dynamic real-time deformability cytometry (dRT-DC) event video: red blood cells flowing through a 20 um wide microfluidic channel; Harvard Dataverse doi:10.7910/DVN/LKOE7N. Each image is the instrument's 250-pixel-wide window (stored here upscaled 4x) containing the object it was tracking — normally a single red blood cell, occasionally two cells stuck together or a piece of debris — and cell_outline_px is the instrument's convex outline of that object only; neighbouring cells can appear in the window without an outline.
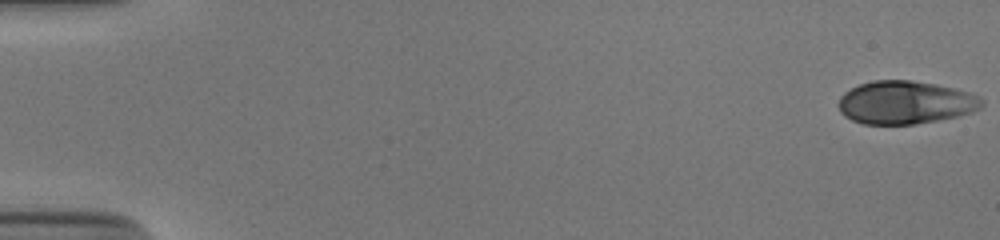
{"species": "human", "species_latin": "Homo sapiens", "temperature_condition": "cold", "stored_images_in_passage": 53, "camera_frame_rate_fps": 3000, "um_per_image_px": 0.085, "donor": {"sex": "male"}, "frame": {"image": 1, "passage_image": 1, "time_ms": 0.0, "image_size_px": [1000, 240], "cell_outline_px": [[984, 104], [980, 108], [972, 112], [956, 116], [936, 120], [912, 124], [864, 124], [852, 120], [844, 116], [840, 112], [840, 96], [844, 92], [860, 84], [872, 80], [912, 80], [936, 84], [968, 92], [980, 96], [984, 100]], "centroid_in_image_um": [76.96, 8.7], "position_along_channel_um": 8.0, "area_um2": 35.84}}
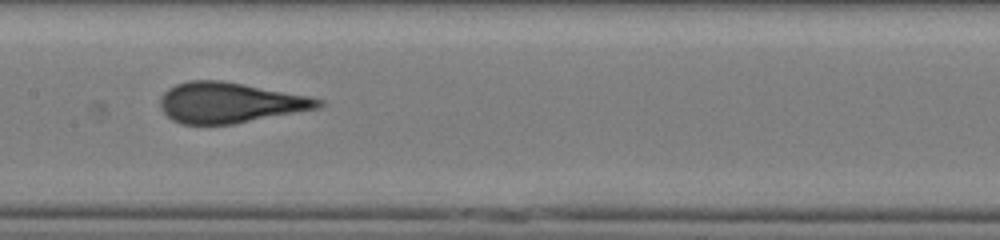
{"frame": {"image": 2, "passage_image": 28, "time_ms": 9.0, "image_size_px": [1000, 240], "cell_outline_px": [[324, 104], [320, 108], [232, 124], [180, 124], [172, 120], [160, 108], [160, 96], [168, 88], [176, 84], [188, 80], [220, 80], [308, 96], [324, 100]], "centroid_in_image_um": [19.5, 8.73], "position_along_channel_um": 187.9, "area_um2": 37.17}}
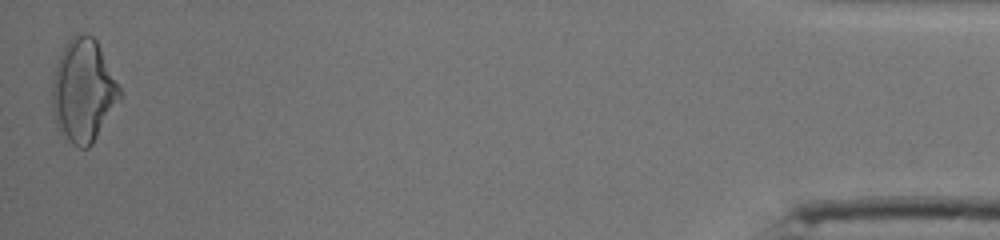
{"frame": {"image": 3, "passage_image": 53, "time_ms": 17.333, "image_size_px": [1000, 240], "cell_outline_px": [[120, 100], [92, 144], [88, 148], [80, 148], [72, 144], [60, 132], [56, 124], [52, 108], [52, 84], [56, 64], [64, 44], [72, 36], [80, 32], [88, 32], [96, 40], [120, 88]], "centroid_in_image_um": [7.06, 7.7], "position_along_channel_um": 428.1, "area_um2": 40.34}, "authors_computed_cell_mechanics": {"area_um2": 36.4718, "velocity_mm_per_s": 3.8885, "shape_relaxation_time_tau1_ms": 5.6263, "shape_relaxation_time_tau2_ms": null, "deformation_change_tau1": 0.1957, "deformation_change_tau2": null}}